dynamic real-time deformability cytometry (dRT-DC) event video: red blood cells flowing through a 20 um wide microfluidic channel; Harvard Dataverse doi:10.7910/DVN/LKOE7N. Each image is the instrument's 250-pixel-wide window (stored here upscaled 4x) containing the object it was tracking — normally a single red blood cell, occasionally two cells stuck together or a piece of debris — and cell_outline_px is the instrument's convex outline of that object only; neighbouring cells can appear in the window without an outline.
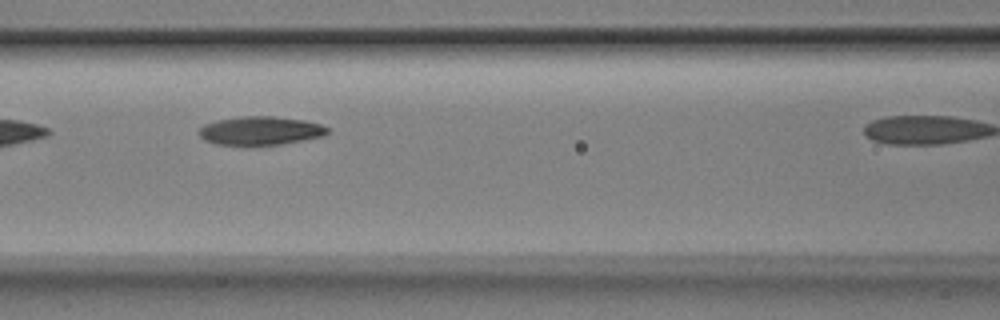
{"species": "Egyptian fruit bat (a non-hibernating species)", "species_latin": "Rousettus aegyptiacus", "temperature_condition": "room temperature", "stored_images_in_passage": 5, "camera_frame_rate_fps": 3000, "um_per_image_px": 0.085, "animal": {"sex": "male"}, "frame": {"image": 1, "passage_image": 4, "time_ms": 1.0, "image_size_px": [1000, 320], "cell_outline_px": [[328, 132], [324, 136], [280, 144], [216, 144], [204, 140], [196, 132], [204, 124], [216, 120], [240, 116], [272, 116], [304, 120], [320, 124], [328, 128]], "centroid_in_image_um": [22.1, 11.09], "position_along_channel_um": 144.5, "area_um2": 21.21}}